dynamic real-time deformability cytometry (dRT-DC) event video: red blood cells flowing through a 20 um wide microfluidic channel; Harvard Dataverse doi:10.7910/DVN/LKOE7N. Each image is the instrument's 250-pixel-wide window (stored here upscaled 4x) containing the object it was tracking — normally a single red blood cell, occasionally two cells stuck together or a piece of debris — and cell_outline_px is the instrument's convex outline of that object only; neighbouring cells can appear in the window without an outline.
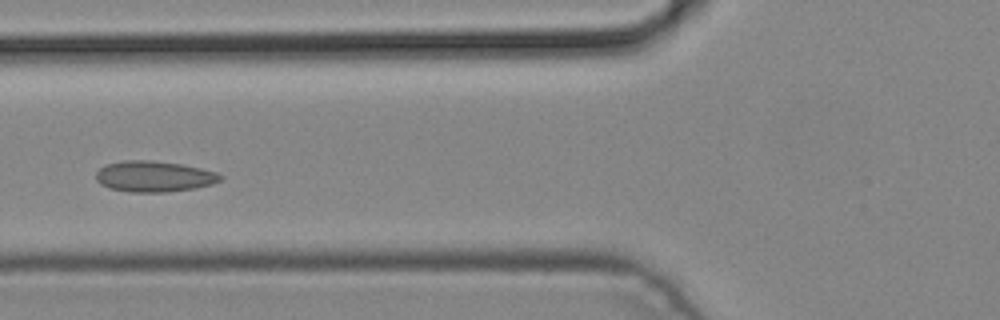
{"species": "common noctule bat (a hibernating species)", "species_latin": "Nyctalus noctula", "temperature_condition": "cold", "stored_images_in_passage": 4, "camera_frame_rate_fps": 3000, "um_per_image_px": 0.085, "animal": {"sex": "male", "body_mass_g": 19.2, "forearm_length_mm": 51.8}, "frame": {"image": 1, "passage_image": 3, "time_ms": 0.667, "image_size_px": [1000, 320], "cell_outline_px": [[224, 176], [220, 180], [212, 184], [196, 188], [164, 192], [128, 192], [108, 188], [100, 184], [96, 180], [96, 172], [104, 164], [124, 160], [148, 160], [180, 164], [200, 168], [216, 172]], "centroid_in_image_um": [13.06, 15.0], "position_along_channel_um": 112.7, "area_um2": 22.48}}
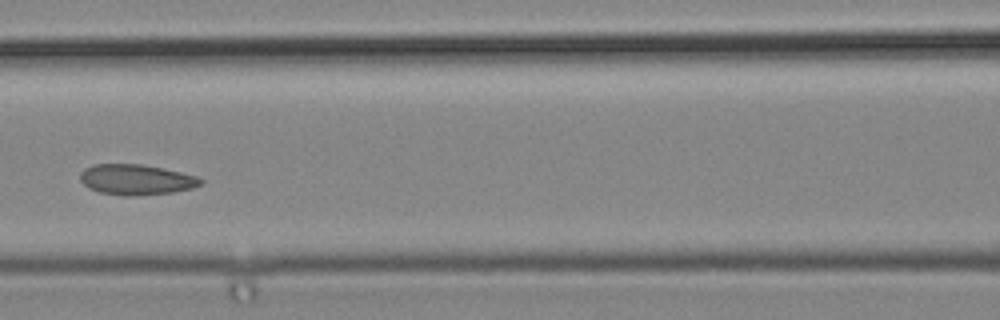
{"frame": {"image": 2, "passage_image": 4, "time_ms": 1.0, "image_size_px": [1000, 320], "cell_outline_px": [[204, 180], [200, 184], [192, 188], [172, 192], [132, 196], [124, 196], [100, 192], [88, 188], [80, 180], [80, 172], [84, 168], [92, 164], [140, 164], [180, 172], [196, 176]], "centroid_in_image_um": [11.53, 15.26], "position_along_channel_um": 155.1, "area_um2": 21.27}}